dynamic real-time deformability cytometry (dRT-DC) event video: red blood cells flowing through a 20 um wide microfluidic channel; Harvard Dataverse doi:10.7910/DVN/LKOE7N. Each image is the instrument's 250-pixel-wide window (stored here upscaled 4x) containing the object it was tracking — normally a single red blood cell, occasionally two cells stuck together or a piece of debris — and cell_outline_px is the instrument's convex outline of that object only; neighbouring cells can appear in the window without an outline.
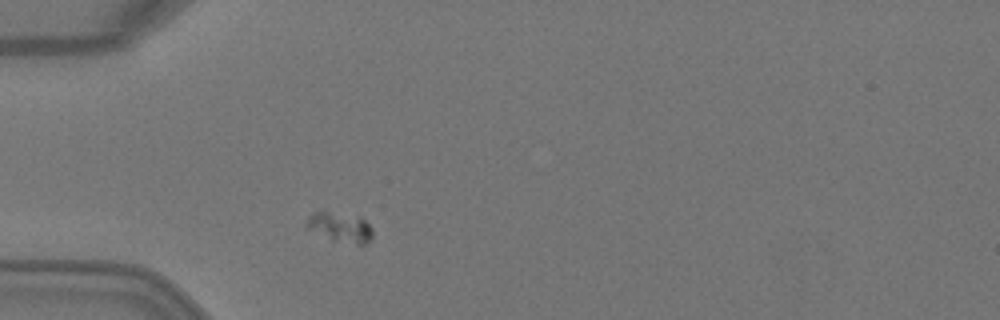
{"species": "Egyptian fruit bat (a non-hibernating species)", "species_latin": "Rousettus aegyptiacus", "temperature_condition": "warm", "stored_images_in_passage": 1, "camera_frame_rate_fps": 3000, "um_per_image_px": 0.085, "animal": {"sex": "female"}, "frame": {"image": 1, "passage_image": 1, "time_ms": 0.0, "image_size_px": [1000, 320], "cell_outline_px": [[372, 236], [364, 244], [356, 244], [332, 240], [304, 228], [304, 224], [312, 212], [328, 212], [360, 216], [372, 228]], "centroid_in_image_um": [28.87, 19.31], "position_along_channel_um": 56.1, "area_um2": 11.44}}